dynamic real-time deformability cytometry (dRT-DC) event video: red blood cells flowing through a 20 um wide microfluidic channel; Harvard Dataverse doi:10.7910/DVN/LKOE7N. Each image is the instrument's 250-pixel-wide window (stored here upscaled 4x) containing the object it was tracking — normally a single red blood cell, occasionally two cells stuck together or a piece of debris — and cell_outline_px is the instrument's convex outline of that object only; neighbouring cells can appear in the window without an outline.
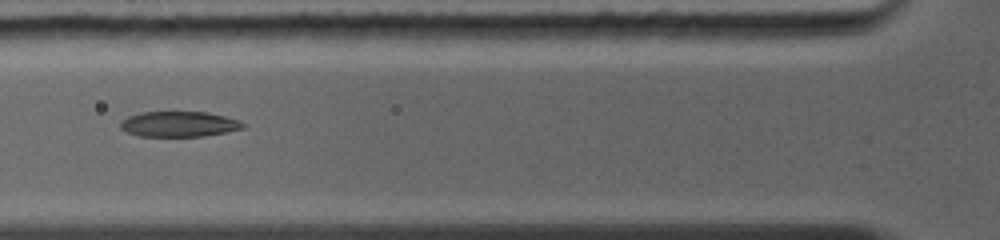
{"species": "common noctule bat (a hibernating species)", "species_latin": "Nyctalus noctula", "temperature_condition": "warm", "stored_images_in_passage": 7, "camera_frame_rate_fps": 5000, "um_per_image_px": 0.085, "animal": {"sex": "female", "body_mass_g": 19.0, "forearm_length_mm": 56.7}, "frame": {"image": 1, "passage_image": 4, "time_ms": 2.8, "image_size_px": [1000, 240], "cell_outline_px": [[244, 128], [204, 136], [140, 136], [128, 132], [120, 128], [120, 120], [128, 116], [140, 112], [208, 112], [240, 120], [244, 124]], "centroid_in_image_um": [15.19, 10.54], "position_along_channel_um": 110.6, "area_um2": 18.09}}
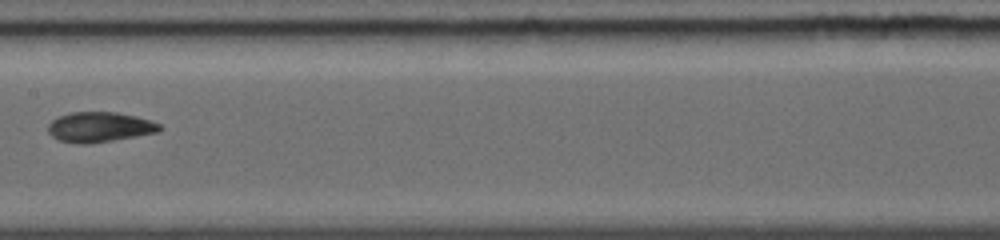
{"frame": {"image": 2, "passage_image": 6, "time_ms": 4.8, "image_size_px": [1000, 240], "cell_outline_px": [[164, 128], [156, 132], [136, 136], [88, 144], [76, 144], [60, 140], [52, 136], [48, 132], [48, 124], [52, 120], [60, 116], [72, 112], [116, 112], [136, 116], [160, 124]], "centroid_in_image_um": [8.45, 10.8], "position_along_channel_um": 199.0, "area_um2": 19.42}}
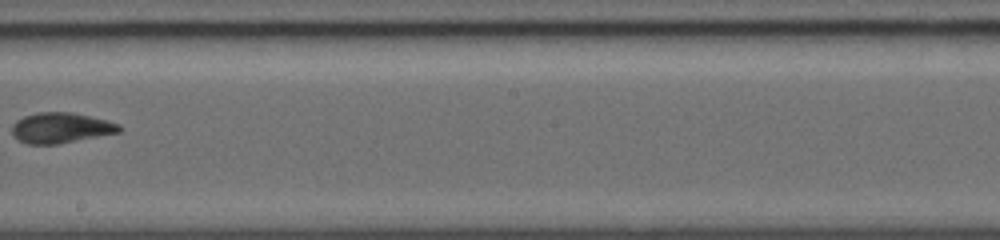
{"frame": {"image": 3, "passage_image": 7, "time_ms": 5.8, "image_size_px": [1000, 240], "cell_outline_px": [[124, 128], [120, 132], [56, 144], [28, 144], [12, 136], [12, 124], [16, 120], [24, 116], [36, 112], [72, 112], [108, 120], [120, 124]], "centroid_in_image_um": [5.18, 10.85], "position_along_channel_um": 243.0, "area_um2": 19.13}}